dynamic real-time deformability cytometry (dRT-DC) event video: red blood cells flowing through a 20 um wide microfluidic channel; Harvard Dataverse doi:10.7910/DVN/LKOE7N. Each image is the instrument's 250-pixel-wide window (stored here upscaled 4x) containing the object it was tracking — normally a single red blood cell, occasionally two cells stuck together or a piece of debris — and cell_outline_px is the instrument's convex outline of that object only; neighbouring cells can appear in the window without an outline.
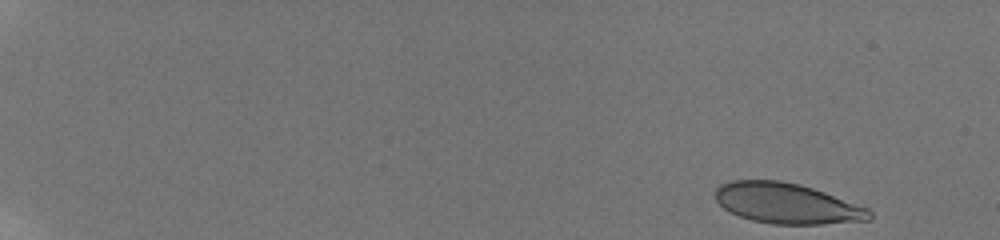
{"species": "human", "species_latin": "Homo sapiens", "temperature_condition": "room temperature", "stored_images_in_passage": 51, "camera_frame_rate_fps": 3000, "um_per_image_px": 0.085, "donor": {"sex": "male"}, "frame": {"image": 1, "passage_image": 1, "time_ms": 0.0, "image_size_px": [1000, 240], "cell_outline_px": [[872, 220], [824, 224], [772, 224], [752, 220], [740, 216], [724, 208], [716, 200], [716, 188], [720, 184], [728, 180], [780, 180], [800, 184], [824, 192], [868, 208], [872, 212]], "centroid_in_image_um": [66.89, 17.29], "position_along_channel_um": 18.1, "area_um2": 36.36}}
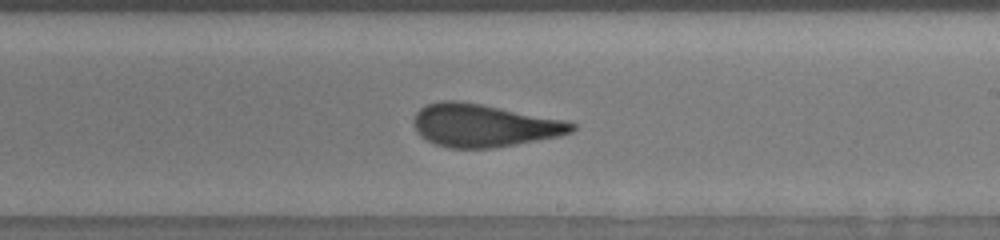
{"frame": {"image": 2, "passage_image": 32, "time_ms": 11.0, "image_size_px": [1000, 240], "cell_outline_px": [[576, 128], [572, 132], [560, 136], [516, 144], [492, 148], [448, 148], [436, 144], [420, 136], [416, 132], [412, 124], [412, 120], [416, 112], [420, 108], [428, 104], [440, 100], [460, 100], [568, 120], [576, 124]], "centroid_in_image_um": [41.12, 10.65], "position_along_channel_um": 247.9, "area_um2": 39.82}}
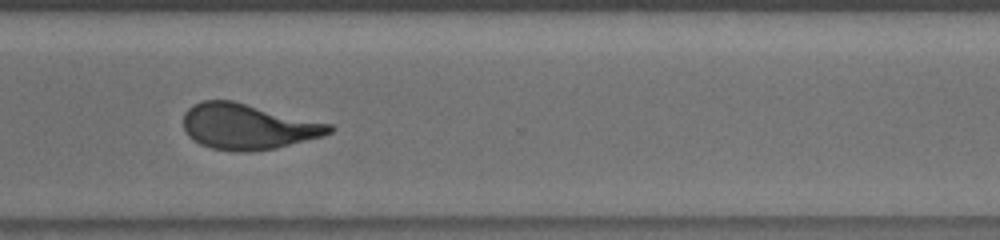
{"frame": {"image": 3, "passage_image": 40, "time_ms": 13.667, "image_size_px": [1000, 240], "cell_outline_px": [[336, 128], [332, 132], [324, 136], [276, 148], [248, 152], [236, 152], [212, 148], [200, 144], [192, 140], [188, 136], [184, 128], [184, 112], [192, 104], [200, 100], [232, 100], [332, 124]], "centroid_in_image_um": [21.07, 10.76], "position_along_channel_um": 349.5, "area_um2": 39.13}, "authors_computed_cell_mechanics": {"area_um2": 38.5526, "velocity_mm_per_s": 3.8086, "shape_relaxation_time_tau1_ms": 10.4067, "shape_relaxation_time_tau2_ms": 0.9905, "deformation_change_tau1": 0.2744, "deformation_change_tau2": 0.0749}}